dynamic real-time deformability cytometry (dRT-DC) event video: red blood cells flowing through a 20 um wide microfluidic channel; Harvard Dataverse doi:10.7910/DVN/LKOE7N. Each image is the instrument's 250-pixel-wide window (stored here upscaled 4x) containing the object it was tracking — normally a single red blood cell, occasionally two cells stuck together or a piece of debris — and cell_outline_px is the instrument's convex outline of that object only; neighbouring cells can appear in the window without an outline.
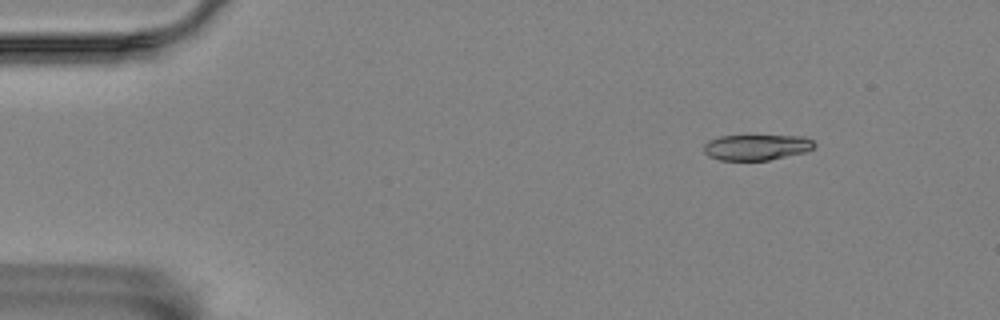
{"species": "Egyptian fruit bat (a non-hibernating species)", "species_latin": "Rousettus aegyptiacus", "temperature_condition": "room temperature", "stored_images_in_passage": 8, "camera_frame_rate_fps": 3000, "um_per_image_px": 0.085, "animal": {"sex": "female"}, "frame": {"image": 1, "passage_image": 1, "time_ms": 0.0, "image_size_px": [1000, 320], "cell_outline_px": [[816, 144], [812, 148], [804, 152], [768, 160], [720, 160], [708, 156], [704, 152], [704, 144], [708, 140], [720, 136], [804, 136], [812, 140]], "centroid_in_image_um": [64.28, 12.51], "position_along_channel_um": 20.7, "area_um2": 16.42}}
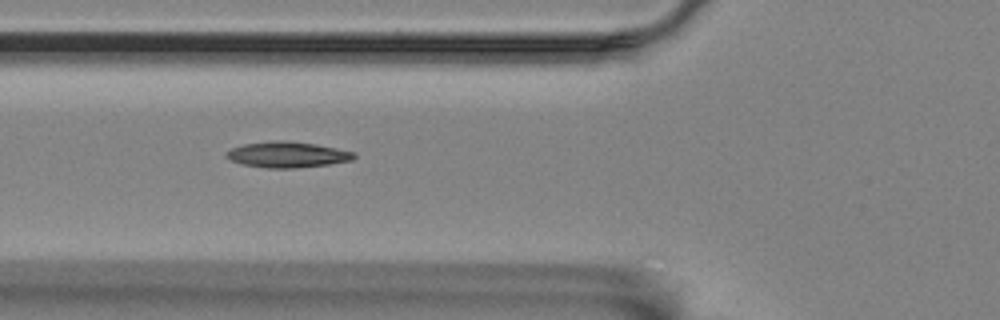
{"frame": {"image": 2, "passage_image": 5, "time_ms": 4.667, "image_size_px": [1000, 320], "cell_outline_px": [[356, 156], [352, 160], [328, 164], [296, 168], [264, 168], [244, 164], [232, 160], [224, 156], [224, 152], [232, 148], [244, 144], [276, 140], [284, 140], [316, 144], [356, 152]], "centroid_in_image_um": [24.42, 13.14], "position_along_channel_um": 101.4, "area_um2": 19.19}}
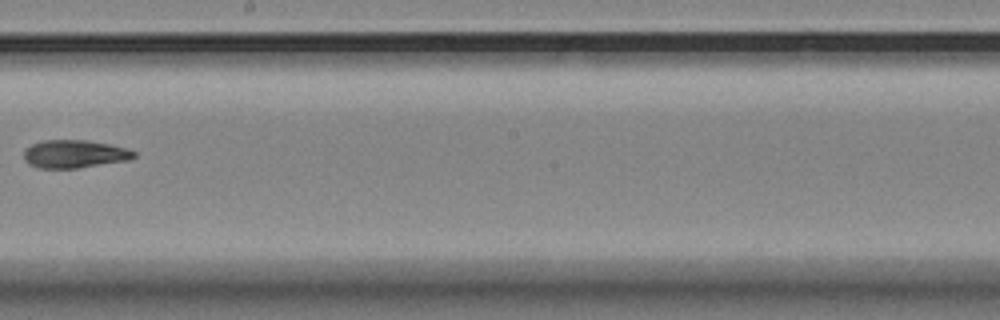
{"frame": {"image": 3, "passage_image": 8, "time_ms": 8.667, "image_size_px": [1000, 320], "cell_outline_px": [[136, 156], [132, 160], [76, 168], [40, 168], [28, 164], [24, 160], [24, 152], [32, 144], [44, 140], [88, 140], [128, 148], [136, 152]], "centroid_in_image_um": [6.38, 13.09], "position_along_channel_um": 241.8, "area_um2": 18.03}}